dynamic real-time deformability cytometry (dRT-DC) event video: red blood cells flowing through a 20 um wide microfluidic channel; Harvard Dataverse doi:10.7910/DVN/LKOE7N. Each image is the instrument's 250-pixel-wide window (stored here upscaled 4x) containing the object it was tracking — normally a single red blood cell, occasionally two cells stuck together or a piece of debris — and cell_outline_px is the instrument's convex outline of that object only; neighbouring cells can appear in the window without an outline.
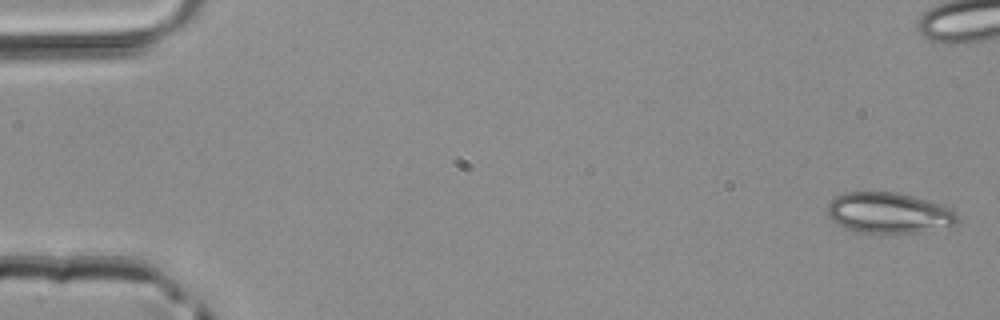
{"species": "common noctule bat (a hibernating species)", "species_latin": "Nyctalus noctula", "temperature_condition": "room temperature", "stored_images_in_passage": 13, "camera_frame_rate_fps": 3000, "um_per_image_px": 0.085, "animal": {"sex": "male", "body_mass_g": 20.4}, "frame": {"image": 1, "passage_image": 1, "time_ms": 0.0, "image_size_px": [1000, 320], "cell_outline_px": [[960, 220], [956, 224], [916, 232], [856, 232], [844, 228], [836, 224], [828, 216], [828, 204], [836, 196], [844, 192], [896, 192], [944, 204], [952, 208], [956, 212]], "centroid_in_image_um": [75.55, 18.08], "position_along_channel_um": 9.5, "area_um2": 30.81}}
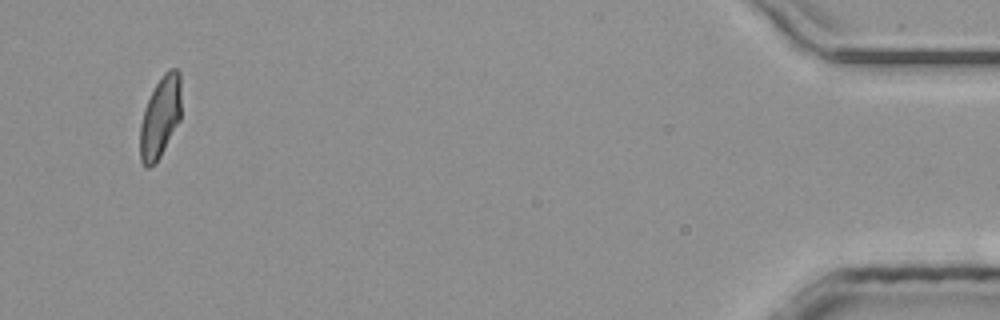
{"frame": {"image": 2, "passage_image": 13, "time_ms": 4.0, "image_size_px": [1000, 320], "cell_outline_px": [[180, 120], [156, 164], [148, 168], [144, 168], [140, 160], [140, 128], [144, 108], [156, 84], [164, 72], [168, 68], [176, 68], [180, 72]], "centroid_in_image_um": [13.61, 9.98], "position_along_channel_um": 421.6, "area_um2": 19.59}}